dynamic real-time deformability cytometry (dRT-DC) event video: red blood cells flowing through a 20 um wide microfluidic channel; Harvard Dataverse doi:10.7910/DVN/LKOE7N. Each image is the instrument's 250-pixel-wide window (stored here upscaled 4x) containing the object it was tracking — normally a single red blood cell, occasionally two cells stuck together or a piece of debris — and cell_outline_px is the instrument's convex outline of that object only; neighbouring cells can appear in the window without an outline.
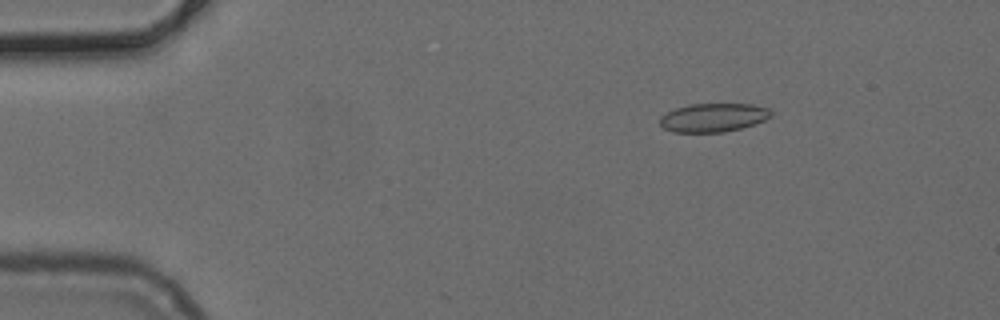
{"species": "common noctule bat (a hibernating species)", "species_latin": "Nyctalus noctula", "temperature_condition": "cold", "stored_images_in_passage": 45, "camera_frame_rate_fps": 3000, "um_per_image_px": 0.085, "animal": {"sex": "female", "body_mass_g": 24.6, "forearm_length_mm": 56.2}, "frame": {"image": 1, "passage_image": 1, "time_ms": 0.0, "image_size_px": [1000, 320], "cell_outline_px": [[772, 116], [764, 120], [740, 128], [724, 132], [672, 132], [664, 128], [660, 124], [660, 116], [676, 108], [692, 104], [752, 104], [768, 108], [772, 112]], "centroid_in_image_um": [60.63, 9.99], "position_along_channel_um": 24.4, "area_um2": 18.38}}
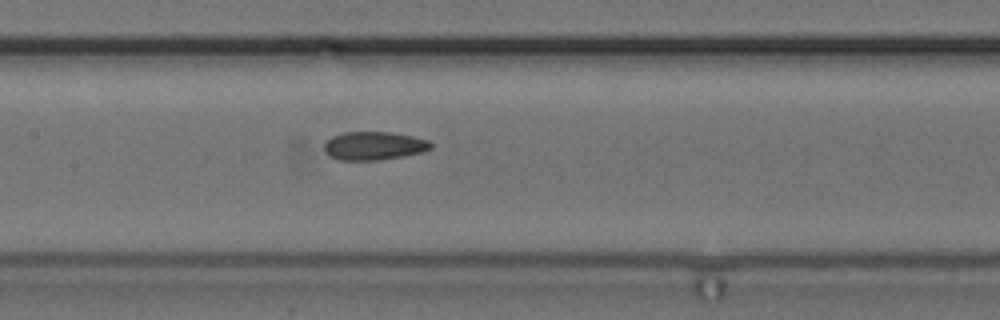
{"frame": {"image": 2, "passage_image": 18, "time_ms": 5.667, "image_size_px": [1000, 320], "cell_outline_px": [[432, 148], [420, 152], [380, 160], [340, 160], [328, 156], [324, 152], [324, 144], [332, 136], [344, 132], [388, 132], [412, 136], [428, 140], [432, 144]], "centroid_in_image_um": [31.74, 12.39], "position_along_channel_um": 175.7, "area_um2": 17.51}}
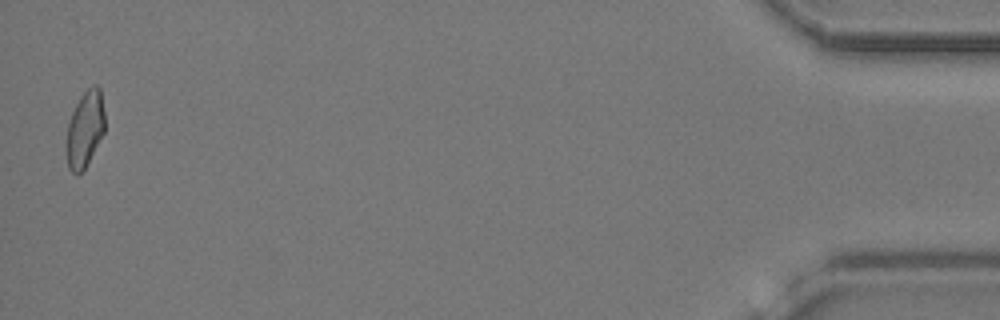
{"frame": {"image": 3, "passage_image": 44, "time_ms": 14.333, "image_size_px": [1000, 320], "cell_outline_px": [[104, 132], [84, 168], [76, 176], [68, 168], [64, 148], [64, 144], [68, 124], [72, 112], [80, 96], [92, 84], [96, 84], [100, 88], [104, 112]], "centroid_in_image_um": [7.18, 10.98], "position_along_channel_um": 428.0, "area_um2": 17.22}}